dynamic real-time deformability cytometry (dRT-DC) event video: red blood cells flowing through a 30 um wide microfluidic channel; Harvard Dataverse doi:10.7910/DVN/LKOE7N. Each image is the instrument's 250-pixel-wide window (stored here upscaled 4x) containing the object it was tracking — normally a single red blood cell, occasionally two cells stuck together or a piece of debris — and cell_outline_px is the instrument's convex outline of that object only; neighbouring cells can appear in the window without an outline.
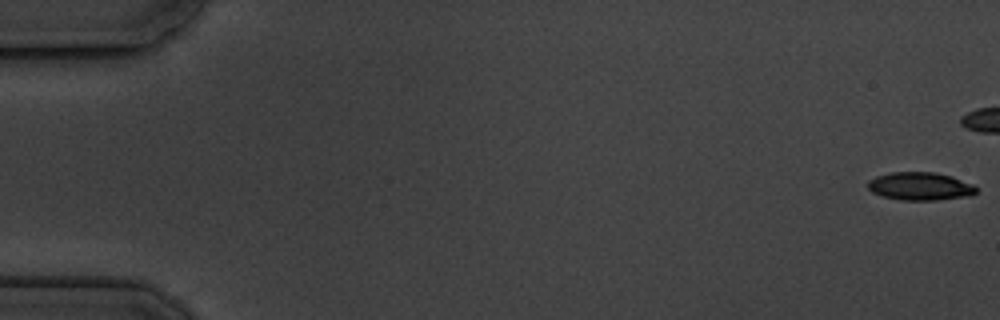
{"species": "common noctule bat (a hibernating species)", "species_latin": "Nyctalus noctula", "temperature_condition": "cold", "stored_images_in_passage": 6, "camera_frame_rate_fps": 3000, "um_per_image_px": 0.085, "animal": {"sex": "male", "body_mass_g": 19.5, "forearm_length_mm": 54.6}, "frame": {"image": 1, "passage_image": 1, "time_ms": 0.0, "image_size_px": [1000, 320], "cell_outline_px": [[976, 192], [972, 196], [936, 200], [900, 200], [880, 196], [872, 192], [868, 188], [868, 180], [876, 176], [892, 172], [936, 172], [952, 176], [972, 184], [976, 188]], "centroid_in_image_um": [78.2, 15.83], "position_along_channel_um": 6.8, "area_um2": 17.86}}